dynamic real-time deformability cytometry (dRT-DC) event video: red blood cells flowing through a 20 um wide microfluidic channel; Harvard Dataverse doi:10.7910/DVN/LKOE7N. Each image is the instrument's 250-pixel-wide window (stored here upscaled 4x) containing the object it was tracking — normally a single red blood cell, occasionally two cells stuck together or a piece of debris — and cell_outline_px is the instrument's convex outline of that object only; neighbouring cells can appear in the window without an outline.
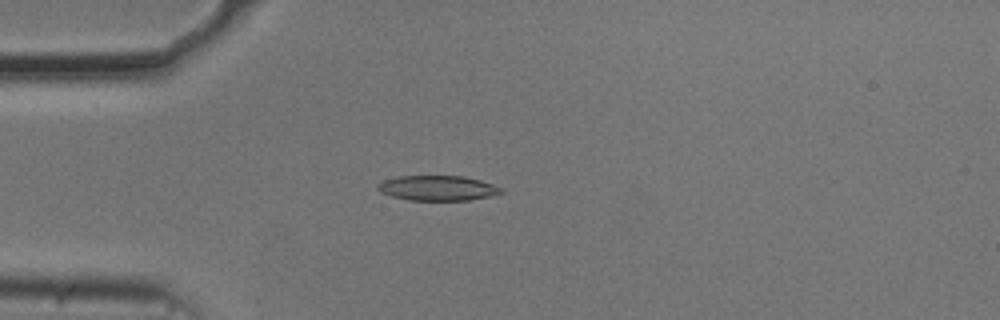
{"species": "common noctule bat (a hibernating species)", "species_latin": "Nyctalus noctula", "temperature_condition": "cold", "stored_images_in_passage": 41, "camera_frame_rate_fps": 3000, "um_per_image_px": 0.085, "animal": {"sex": "male", "body_mass_g": 20.5, "forearm_length_mm": 52.5}, "frame": {"image": 1, "passage_image": 1, "time_ms": 0.0, "image_size_px": [1000, 320], "cell_outline_px": [[504, 192], [488, 196], [468, 200], [408, 200], [392, 196], [380, 192], [376, 188], [376, 184], [384, 180], [396, 176], [464, 176], [480, 180], [504, 188]], "centroid_in_image_um": [37.17, 15.98], "position_along_channel_um": 47.8, "area_um2": 18.03}}
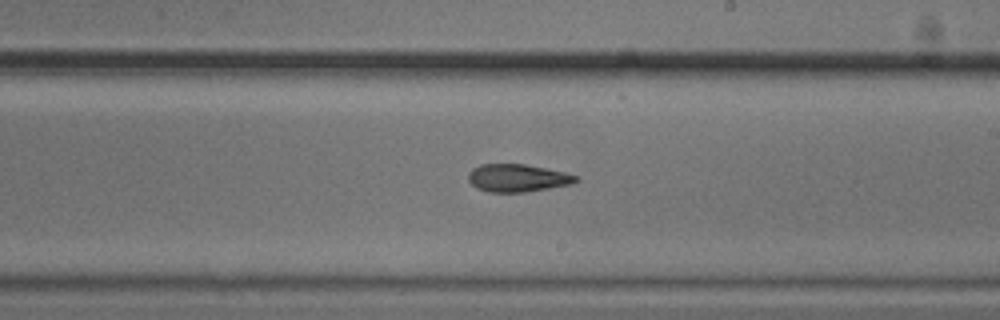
{"frame": {"image": 2, "passage_image": 18, "time_ms": 5.667, "image_size_px": [1000, 320], "cell_outline_px": [[580, 180], [568, 184], [548, 188], [524, 192], [488, 192], [476, 188], [468, 180], [468, 172], [472, 168], [480, 164], [524, 164], [564, 172], [576, 176]], "centroid_in_image_um": [43.92, 15.12], "position_along_channel_um": 245.1, "area_um2": 17.22}}
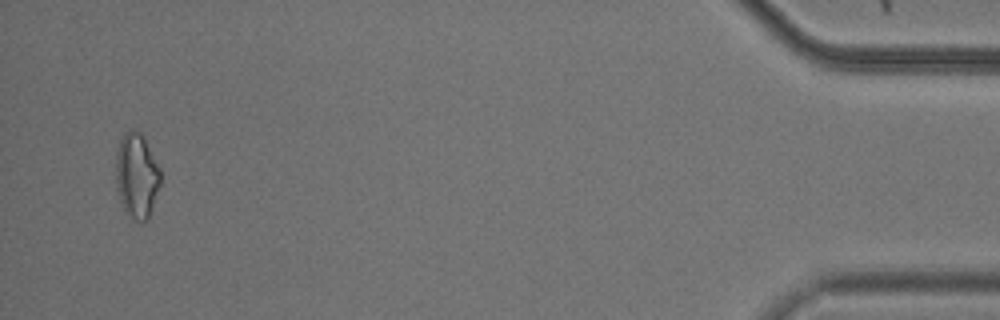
{"frame": {"image": 3, "passage_image": 39, "time_ms": 12.667, "image_size_px": [1000, 320], "cell_outline_px": [[160, 184], [148, 220], [136, 220], [128, 216], [120, 200], [116, 188], [116, 152], [120, 140], [124, 132], [132, 128], [136, 128], [144, 136], [160, 168]], "centroid_in_image_um": [11.61, 14.88], "position_along_channel_um": 423.6, "area_um2": 22.25}, "authors_computed_cell_mechanics": {"area_um2": 17.6868, "velocity_mm_per_s": 3.7126, "shape_relaxation_time_tau1_ms": 9.7273, "shape_relaxation_time_tau2_ms": 6.4684, "deformation_change_tau1": 0.2077, "deformation_change_tau2": 0.1522}}